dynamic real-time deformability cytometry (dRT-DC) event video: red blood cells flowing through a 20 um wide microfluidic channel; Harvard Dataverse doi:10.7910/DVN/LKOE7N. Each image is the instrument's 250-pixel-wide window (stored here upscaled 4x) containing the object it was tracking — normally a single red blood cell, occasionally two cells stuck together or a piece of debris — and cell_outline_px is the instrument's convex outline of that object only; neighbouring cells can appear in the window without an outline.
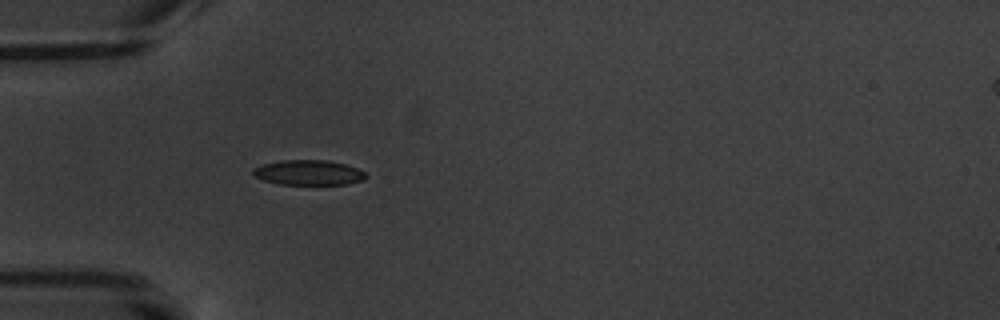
{"species": "common noctule bat (a hibernating species)", "species_latin": "Nyctalus noctula", "temperature_condition": "warm", "stored_images_in_passage": 5, "camera_frame_rate_fps": 3000, "um_per_image_px": 0.085, "animal": {"sex": "male", "body_mass_g": 20.1, "forearm_length_mm": 53.5}, "frame": {"image": 1, "passage_image": 5, "time_ms": 4.667, "image_size_px": [1000, 320], "cell_outline_px": [[368, 176], [364, 180], [344, 184], [280, 184], [264, 180], [252, 176], [252, 168], [264, 164], [280, 160], [328, 160], [344, 164], [356, 168], [364, 172]], "centroid_in_image_um": [26.2, 14.66], "position_along_channel_um": 58.8, "area_um2": 16.42}}